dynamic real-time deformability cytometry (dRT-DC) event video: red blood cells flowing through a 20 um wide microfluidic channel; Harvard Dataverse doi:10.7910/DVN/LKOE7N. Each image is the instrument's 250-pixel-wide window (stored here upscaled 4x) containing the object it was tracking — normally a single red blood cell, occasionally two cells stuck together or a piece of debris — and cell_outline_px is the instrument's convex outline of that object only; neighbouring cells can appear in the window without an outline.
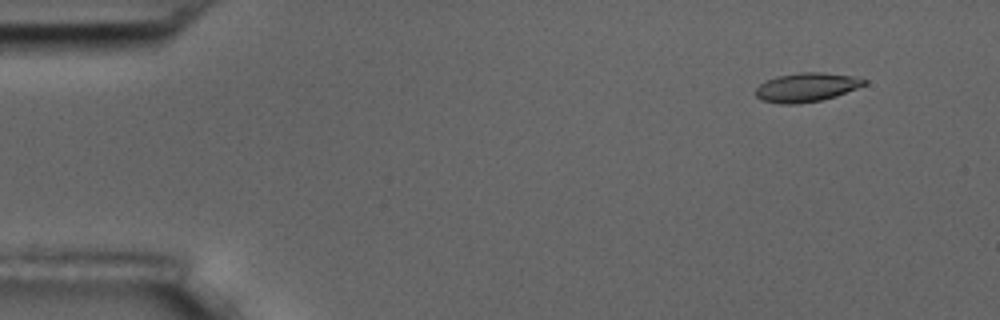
{"species": "common noctule bat (a hibernating species)", "species_latin": "Nyctalus noctula", "temperature_condition": "room temperature", "stored_images_in_passage": 5, "camera_frame_rate_fps": 3000, "um_per_image_px": 0.085, "animal": {"sex": "male", "body_mass_g": 17.5, "forearm_length_mm": 52.3}, "frame": {"image": 1, "passage_image": 2, "time_ms": 1.0, "image_size_px": [1000, 320], "cell_outline_px": [[868, 80], [864, 84], [856, 88], [836, 96], [820, 100], [796, 104], [780, 104], [760, 100], [756, 96], [756, 88], [760, 84], [776, 76], [800, 72], [820, 72], [852, 76]], "centroid_in_image_um": [68.51, 7.42], "position_along_channel_um": 16.5, "area_um2": 18.15}}
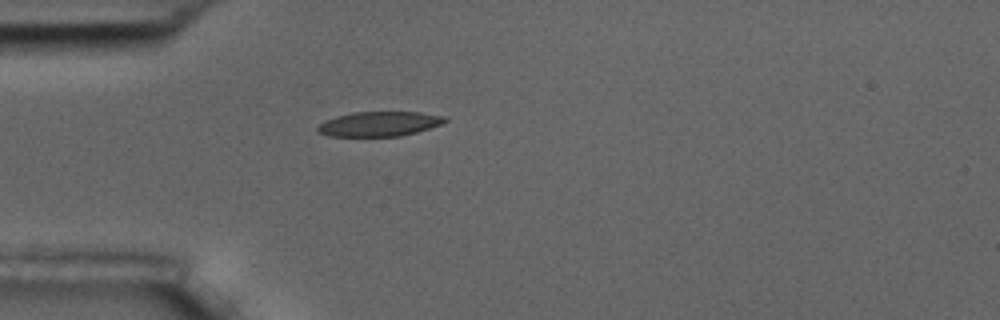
{"frame": {"image": 2, "passage_image": 5, "time_ms": 4.667, "image_size_px": [1000, 320], "cell_outline_px": [[448, 120], [440, 124], [416, 132], [400, 136], [328, 136], [316, 132], [316, 128], [324, 120], [336, 116], [352, 112], [420, 112], [448, 116]], "centroid_in_image_um": [32.21, 10.52], "position_along_channel_um": 52.8, "area_um2": 18.44}}